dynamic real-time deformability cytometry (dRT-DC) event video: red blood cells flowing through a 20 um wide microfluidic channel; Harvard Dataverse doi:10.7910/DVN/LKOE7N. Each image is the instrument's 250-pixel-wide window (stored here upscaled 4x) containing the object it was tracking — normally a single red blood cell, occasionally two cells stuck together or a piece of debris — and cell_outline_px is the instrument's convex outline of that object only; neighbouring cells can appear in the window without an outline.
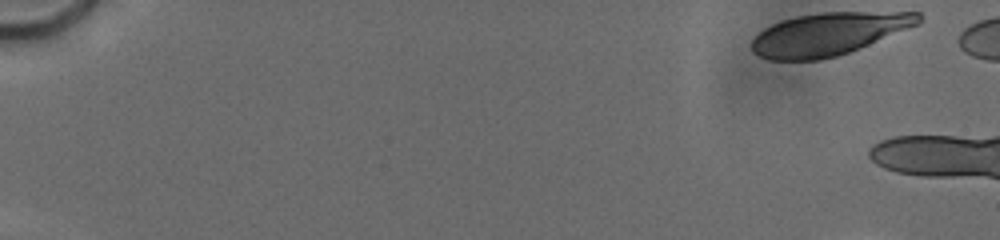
{"species": "human", "species_latin": "Homo sapiens", "temperature_condition": "cold", "stored_images_in_passage": 11, "camera_frame_rate_fps": 3000, "um_per_image_px": 0.085, "donor": {"sex": "male"}, "frame": {"image": 1, "passage_image": 1, "time_ms": 0.0, "image_size_px": [1000, 240], "cell_outline_px": [[924, 16], [920, 24], [848, 52], [836, 56], [820, 60], [772, 60], [760, 56], [752, 52], [752, 40], [764, 28], [780, 20], [796, 16], [824, 12], [920, 12]], "centroid_in_image_um": [70.45, 2.88], "position_along_channel_um": 14.6, "area_um2": 41.33}}